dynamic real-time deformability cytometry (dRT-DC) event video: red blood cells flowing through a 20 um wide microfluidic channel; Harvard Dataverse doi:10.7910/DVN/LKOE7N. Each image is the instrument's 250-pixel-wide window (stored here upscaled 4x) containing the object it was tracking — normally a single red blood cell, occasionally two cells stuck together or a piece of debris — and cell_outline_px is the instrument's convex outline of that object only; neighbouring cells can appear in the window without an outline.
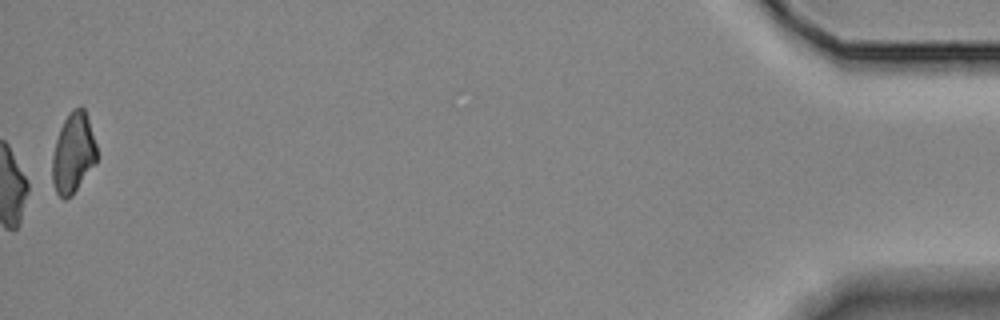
{"species": "Egyptian fruit bat (a non-hibernating species)", "species_latin": "Rousettus aegyptiacus", "temperature_condition": "room temperature", "stored_images_in_passage": 43, "camera_frame_rate_fps": 3000, "um_per_image_px": 0.085, "animal": {"sex": "female"}, "frame": {"image": 1, "passage_image": 43, "time_ms": 14.0, "image_size_px": [1000, 320], "cell_outline_px": [[96, 164], [72, 196], [64, 200], [56, 192], [52, 180], [52, 156], [56, 140], [60, 128], [64, 120], [72, 108], [80, 104], [84, 108], [96, 144]], "centroid_in_image_um": [6.22, 13.02], "position_along_channel_um": 429.0, "area_um2": 20.92}}